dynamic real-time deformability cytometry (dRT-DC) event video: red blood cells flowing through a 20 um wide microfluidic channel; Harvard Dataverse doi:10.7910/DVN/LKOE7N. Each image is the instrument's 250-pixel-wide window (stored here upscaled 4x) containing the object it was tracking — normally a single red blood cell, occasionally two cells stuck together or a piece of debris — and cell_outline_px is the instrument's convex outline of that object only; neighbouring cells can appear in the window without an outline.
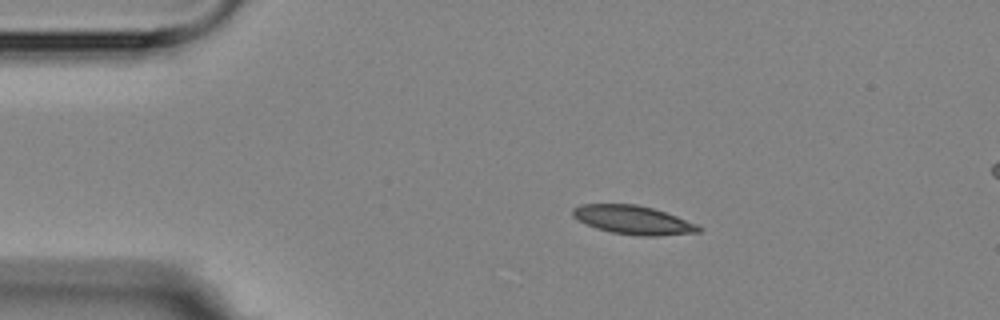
{"species": "Egyptian fruit bat (a non-hibernating species)", "species_latin": "Rousettus aegyptiacus", "temperature_condition": "room temperature", "stored_images_in_passage": 4, "segment_of_instrument_passage": [1, 2], "camera_frame_rate_fps": 3000, "um_per_image_px": 0.085, "animal": {"sex": "female"}, "frame": {"image": 1, "passage_image": 2, "time_ms": 1.0, "image_size_px": [1000, 320], "cell_outline_px": [[700, 232], [656, 236], [640, 236], [612, 232], [596, 228], [572, 216], [572, 208], [580, 204], [636, 204], [652, 208], [676, 216], [696, 224], [700, 228]], "centroid_in_image_um": [53.79, 18.69], "position_along_channel_um": 31.2, "area_um2": 20.75}}